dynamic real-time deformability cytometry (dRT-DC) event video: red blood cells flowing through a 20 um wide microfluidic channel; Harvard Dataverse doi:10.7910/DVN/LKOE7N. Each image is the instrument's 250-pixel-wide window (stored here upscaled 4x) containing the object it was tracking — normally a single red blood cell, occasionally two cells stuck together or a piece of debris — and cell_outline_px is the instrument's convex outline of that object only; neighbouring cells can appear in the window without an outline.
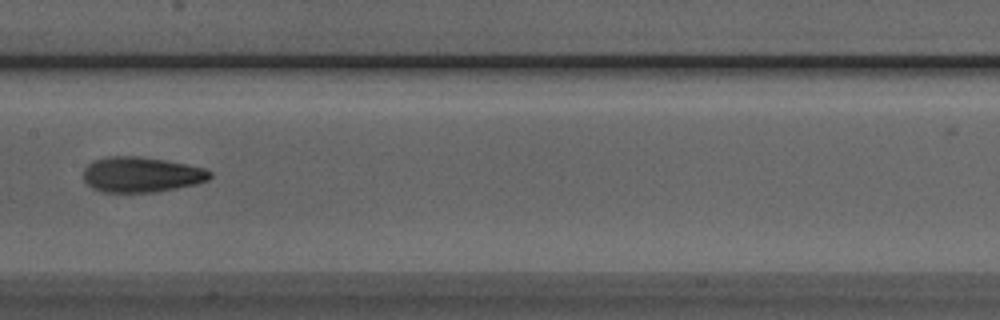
{"species": "Egyptian fruit bat (a non-hibernating species)", "species_latin": "Rousettus aegyptiacus", "temperature_condition": "room temperature", "stored_images_in_passage": 7, "camera_frame_rate_fps": 3000, "um_per_image_px": 0.085, "animal": {"sex": "male"}, "frame": {"image": 1, "passage_image": 7, "time_ms": 2.0, "image_size_px": [1000, 320], "cell_outline_px": [[212, 176], [208, 180], [176, 188], [156, 192], [100, 192], [92, 188], [84, 180], [84, 168], [92, 160], [104, 156], [136, 156], [164, 160], [204, 168], [212, 172]], "centroid_in_image_um": [11.96, 14.83], "position_along_channel_um": 195.4, "area_um2": 26.01}}